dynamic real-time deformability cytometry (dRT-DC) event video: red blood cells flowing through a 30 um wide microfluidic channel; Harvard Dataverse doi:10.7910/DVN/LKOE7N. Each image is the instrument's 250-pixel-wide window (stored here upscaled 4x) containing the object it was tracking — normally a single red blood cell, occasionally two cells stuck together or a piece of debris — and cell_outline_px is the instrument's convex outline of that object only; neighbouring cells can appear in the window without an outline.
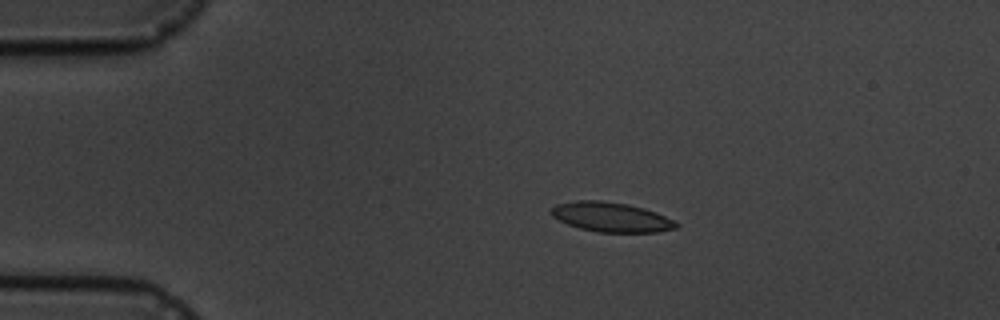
{"species": "common noctule bat (a hibernating species)", "species_latin": "Nyctalus noctula", "temperature_condition": "cold", "stored_images_in_passage": 5, "camera_frame_rate_fps": 3000, "um_per_image_px": 0.085, "animal": {"sex": "male", "body_mass_g": 19.5, "forearm_length_mm": 54.6}, "frame": {"image": 1, "passage_image": 4, "time_ms": 3.333, "image_size_px": [1000, 320], "cell_outline_px": [[680, 224], [676, 228], [656, 232], [596, 232], [580, 228], [568, 224], [552, 216], [552, 208], [556, 204], [576, 200], [600, 200], [628, 204], [644, 208], [656, 212]], "centroid_in_image_um": [51.95, 18.45], "position_along_channel_um": 33.1, "area_um2": 21.44}}